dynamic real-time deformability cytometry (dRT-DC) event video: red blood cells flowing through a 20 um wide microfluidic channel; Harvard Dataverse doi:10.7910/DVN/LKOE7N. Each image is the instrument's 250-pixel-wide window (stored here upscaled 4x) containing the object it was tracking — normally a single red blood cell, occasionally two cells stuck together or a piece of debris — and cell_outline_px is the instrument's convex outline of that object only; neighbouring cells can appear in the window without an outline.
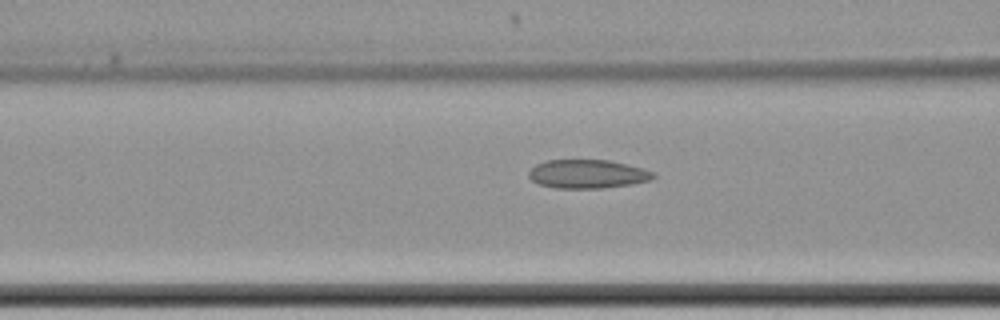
{"species": "common noctule bat (a hibernating species)", "species_latin": "Nyctalus noctula", "temperature_condition": "cold", "stored_images_in_passage": 28, "camera_frame_rate_fps": 3000, "um_per_image_px": 0.085, "animal": {"sex": "female", "body_mass_g": 22.7, "forearm_length_mm": 54.2}, "frame": {"image": 1, "passage_image": 18, "time_ms": 5.667, "image_size_px": [1000, 320], "cell_outline_px": [[656, 176], [652, 180], [632, 184], [604, 188], [556, 188], [540, 184], [532, 180], [528, 176], [528, 172], [536, 164], [548, 160], [608, 160], [628, 164], [656, 172]], "centroid_in_image_um": [49.99, 14.79], "position_along_channel_um": 116.6, "area_um2": 20.92}}
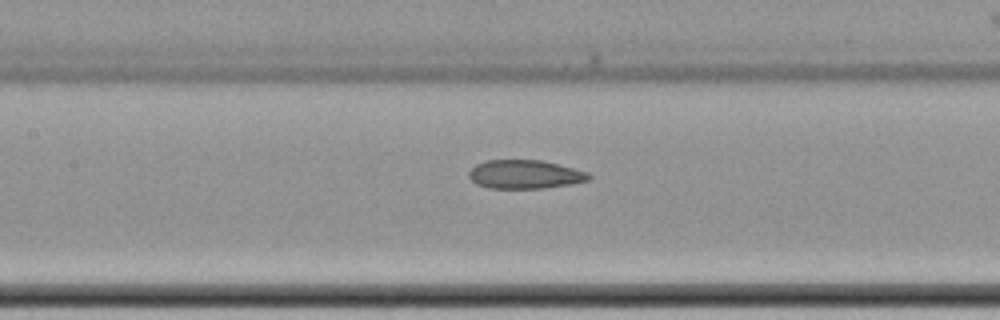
{"frame": {"image": 2, "passage_image": 22, "time_ms": 7.0, "image_size_px": [1000, 320], "cell_outline_px": [[592, 176], [588, 180], [572, 184], [544, 188], [488, 188], [476, 184], [468, 176], [468, 172], [476, 164], [488, 160], [540, 160], [588, 172]], "centroid_in_image_um": [44.6, 14.83], "position_along_channel_um": 162.8, "area_um2": 19.94}}
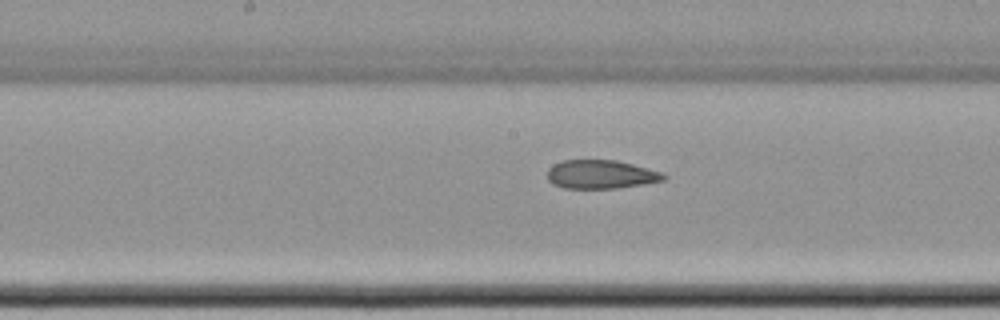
{"frame": {"image": 3, "passage_image": 25, "time_ms": 8.0, "image_size_px": [1000, 320], "cell_outline_px": [[668, 176], [664, 180], [644, 184], [616, 188], [564, 188], [552, 184], [548, 180], [548, 168], [552, 164], [564, 160], [616, 160], [664, 172]], "centroid_in_image_um": [51.08, 14.82], "position_along_channel_um": 197.1, "area_um2": 19.54}}